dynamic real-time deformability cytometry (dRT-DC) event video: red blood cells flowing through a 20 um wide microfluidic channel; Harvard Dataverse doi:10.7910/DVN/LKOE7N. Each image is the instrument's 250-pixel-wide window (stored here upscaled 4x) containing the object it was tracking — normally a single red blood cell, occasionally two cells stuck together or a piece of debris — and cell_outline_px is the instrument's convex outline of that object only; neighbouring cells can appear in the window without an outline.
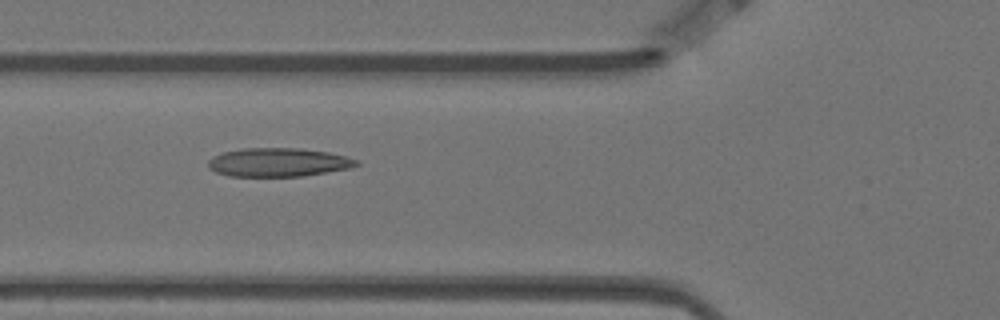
{"species": "Egyptian fruit bat (a non-hibernating species)", "species_latin": "Rousettus aegyptiacus", "temperature_condition": "warm", "stored_images_in_passage": 7, "camera_frame_rate_fps": 3000, "um_per_image_px": 0.085, "animal": {"sex": "female"}, "frame": {"image": 1, "passage_image": 5, "time_ms": 1.333, "image_size_px": [1000, 320], "cell_outline_px": [[360, 164], [348, 168], [304, 176], [228, 176], [216, 172], [208, 168], [208, 160], [212, 156], [224, 152], [244, 148], [300, 148], [328, 152], [348, 156], [356, 160]], "centroid_in_image_um": [23.63, 13.79], "position_along_channel_um": 102.2, "area_um2": 24.74}}
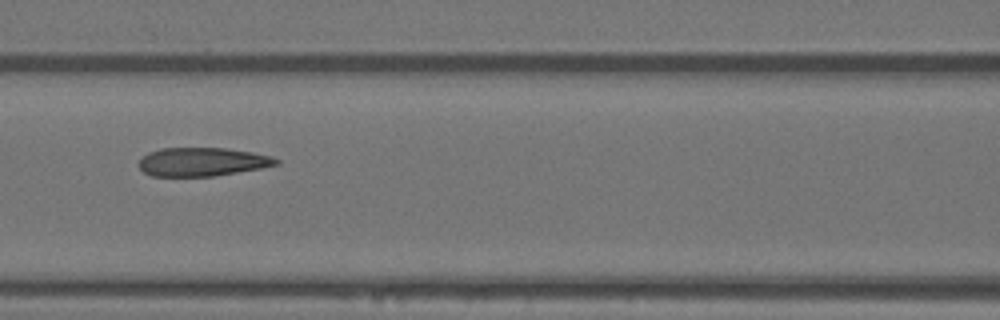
{"frame": {"image": 2, "passage_image": 6, "time_ms": 1.667, "image_size_px": [1000, 320], "cell_outline_px": [[280, 164], [260, 168], [212, 176], [152, 176], [144, 172], [140, 168], [140, 160], [148, 152], [160, 148], [228, 148], [252, 152], [272, 156], [280, 160]], "centroid_in_image_um": [17.21, 13.75], "position_along_channel_um": 149.4, "area_um2": 22.77}}
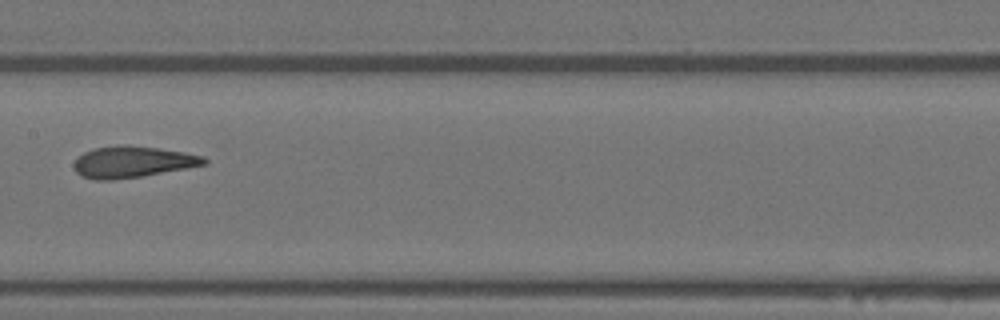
{"frame": {"image": 3, "passage_image": 7, "time_ms": 2.0, "image_size_px": [1000, 320], "cell_outline_px": [[208, 164], [188, 168], [140, 176], [112, 180], [96, 180], [80, 176], [76, 172], [72, 164], [84, 152], [92, 148], [120, 144], [124, 144], [160, 148], [184, 152], [204, 156], [208, 160]], "centroid_in_image_um": [11.26, 13.75], "position_along_channel_um": 196.1, "area_um2": 24.04}}